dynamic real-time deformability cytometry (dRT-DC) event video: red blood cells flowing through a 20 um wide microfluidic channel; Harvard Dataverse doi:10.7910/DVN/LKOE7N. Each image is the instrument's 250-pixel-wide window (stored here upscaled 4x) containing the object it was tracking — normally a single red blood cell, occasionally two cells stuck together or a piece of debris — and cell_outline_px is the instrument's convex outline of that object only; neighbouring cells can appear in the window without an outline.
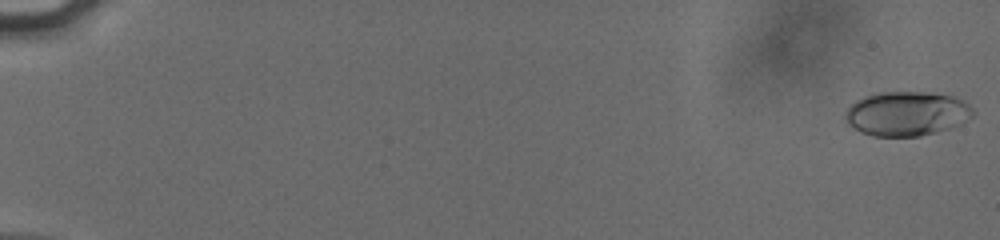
{"species": "human", "species_latin": "Homo sapiens", "temperature_condition": "cold", "stored_images_in_passage": 56, "camera_frame_rate_fps": 3000, "um_per_image_px": 0.085, "donor": {"sex": "male"}, "frame": {"image": 1, "passage_image": 1, "time_ms": 0.0, "image_size_px": [1000, 240], "cell_outline_px": [[976, 112], [972, 116], [960, 124], [936, 132], [920, 136], [872, 136], [860, 132], [848, 124], [844, 116], [844, 112], [856, 100], [864, 96], [876, 92], [924, 92], [952, 96], [964, 100]], "centroid_in_image_um": [77.05, 9.65], "position_along_channel_um": 7.9, "area_um2": 33.12}}
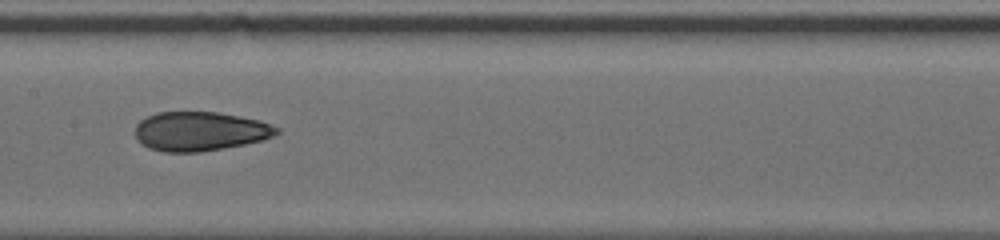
{"frame": {"image": 2, "passage_image": 31, "time_ms": 10.0, "image_size_px": [1000, 240], "cell_outline_px": [[280, 132], [272, 136], [260, 140], [244, 144], [224, 148], [200, 152], [164, 152], [148, 148], [136, 136], [136, 124], [140, 120], [156, 112], [216, 112], [260, 120], [280, 128]], "centroid_in_image_um": [17.0, 11.16], "position_along_channel_um": 190.4, "area_um2": 32.14}}
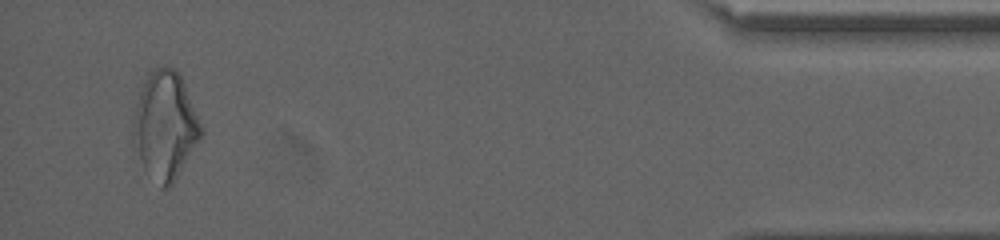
{"frame": {"image": 3, "passage_image": 54, "time_ms": 17.667, "image_size_px": [1000, 240], "cell_outline_px": [[204, 132], [200, 140], [172, 184], [164, 188], [160, 188], [144, 168], [140, 160], [132, 136], [132, 124], [136, 104], [140, 92], [148, 72], [156, 68], [172, 68], [180, 76], [184, 84]], "centroid_in_image_um": [14.02, 10.7], "position_along_channel_um": 421.2, "area_um2": 41.91}, "authors_computed_cell_mechanics": {"area_um2": 32.5703, "velocity_mm_per_s": 3.8325, "shape_relaxation_time_tau1_ms": null, "shape_relaxation_time_tau2_ms": 2.1075, "deformation_change_tau1": null, "deformation_change_tau2": 0.0836}}